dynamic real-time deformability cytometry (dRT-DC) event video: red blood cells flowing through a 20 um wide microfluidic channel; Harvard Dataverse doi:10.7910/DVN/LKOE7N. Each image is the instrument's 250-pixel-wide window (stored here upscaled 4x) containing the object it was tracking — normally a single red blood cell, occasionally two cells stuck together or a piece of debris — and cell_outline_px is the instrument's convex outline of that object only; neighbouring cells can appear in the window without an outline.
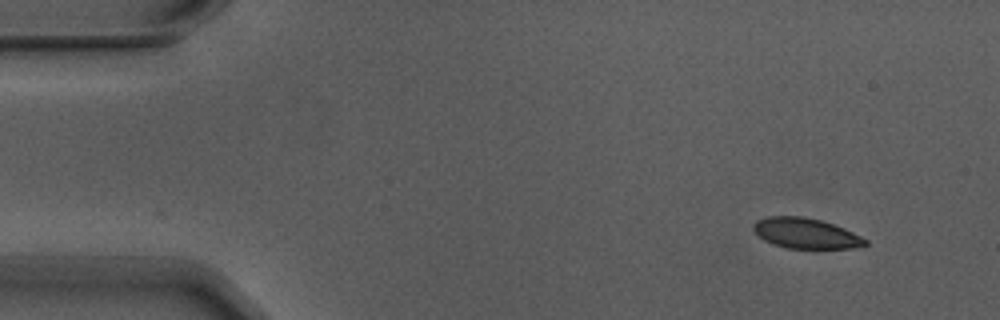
{"species": "Egyptian fruit bat (a non-hibernating species)", "species_latin": "Rousettus aegyptiacus", "temperature_condition": "warm", "stored_images_in_passage": 4, "camera_frame_rate_fps": 3000, "um_per_image_px": 0.085, "animal": {"sex": "male"}, "frame": {"image": 1, "passage_image": 1, "time_ms": 0.0, "image_size_px": [1000, 320], "cell_outline_px": [[868, 244], [852, 248], [788, 248], [764, 240], [752, 228], [752, 224], [756, 220], [768, 216], [804, 216], [820, 220], [844, 228], [868, 240]], "centroid_in_image_um": [68.48, 19.82], "position_along_channel_um": 16.5, "area_um2": 19.59}}
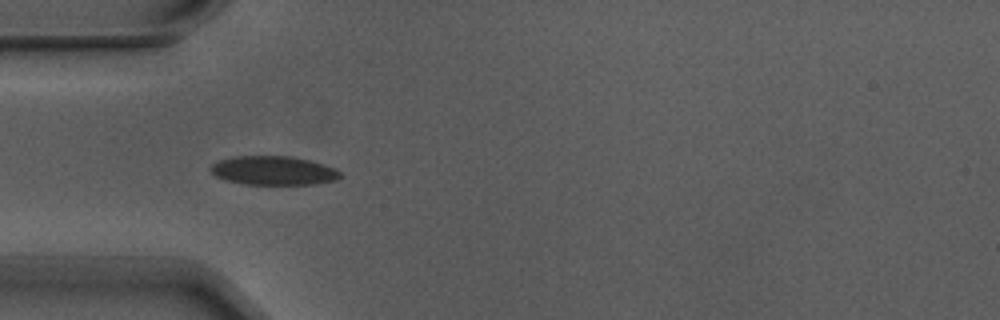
{"frame": {"image": 2, "passage_image": 4, "time_ms": 1.0, "image_size_px": [1000, 320], "cell_outline_px": [[344, 176], [336, 180], [316, 184], [244, 184], [224, 180], [216, 176], [208, 168], [212, 164], [220, 160], [232, 156], [292, 156], [324, 164], [336, 168]], "centroid_in_image_um": [23.26, 14.5], "position_along_channel_um": 61.7, "area_um2": 22.02}}